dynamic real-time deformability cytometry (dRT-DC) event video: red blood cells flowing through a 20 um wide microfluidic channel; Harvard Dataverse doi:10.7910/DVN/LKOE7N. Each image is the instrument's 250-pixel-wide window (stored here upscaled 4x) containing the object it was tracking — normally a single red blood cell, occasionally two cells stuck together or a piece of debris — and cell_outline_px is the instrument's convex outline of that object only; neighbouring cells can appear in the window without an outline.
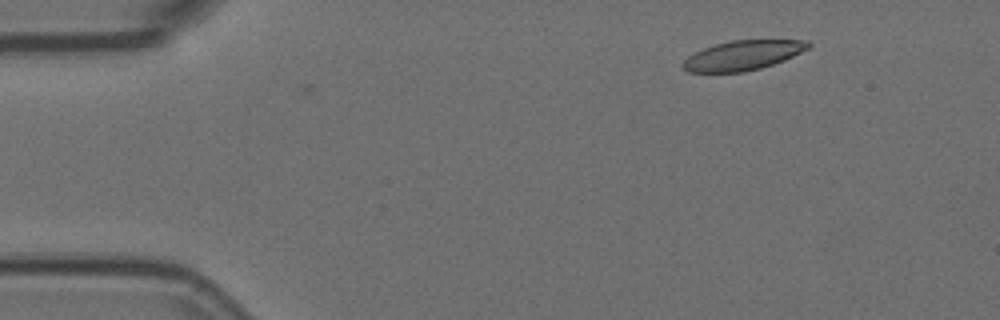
{"species": "Egyptian fruit bat (a non-hibernating species)", "species_latin": "Rousettus aegyptiacus", "temperature_condition": "room temperature", "stored_images_in_passage": 2, "camera_frame_rate_fps": 3000, "um_per_image_px": 0.085, "animal": {"sex": "female"}, "frame": {"image": 1, "passage_image": 2, "time_ms": 0.333, "image_size_px": [1000, 320], "cell_outline_px": [[812, 44], [808, 48], [784, 60], [760, 68], [744, 72], [688, 72], [680, 64], [688, 56], [704, 48], [716, 44], [732, 40], [808, 40]], "centroid_in_image_um": [63.13, 4.7], "position_along_channel_um": 21.9, "area_um2": 21.44}}